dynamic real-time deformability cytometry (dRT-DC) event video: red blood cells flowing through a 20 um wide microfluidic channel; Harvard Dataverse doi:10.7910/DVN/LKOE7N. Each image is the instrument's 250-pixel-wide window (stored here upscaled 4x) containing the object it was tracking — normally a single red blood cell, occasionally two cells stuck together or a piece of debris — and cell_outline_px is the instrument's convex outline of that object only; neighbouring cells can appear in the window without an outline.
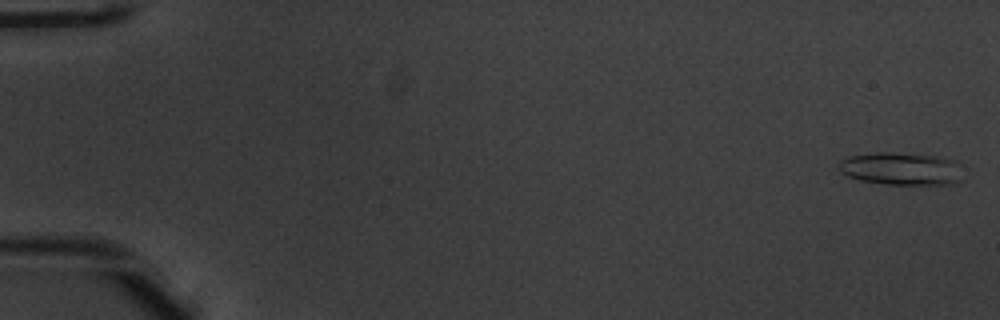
{"species": "common noctule bat (a hibernating species)", "species_latin": "Nyctalus noctula", "temperature_condition": "warm", "stored_images_in_passage": 52, "camera_frame_rate_fps": 3000, "um_per_image_px": 0.085, "animal": {"sex": "male", "body_mass_g": 20.1, "forearm_length_mm": 53.5}, "frame": {"image": 1, "passage_image": 1, "time_ms": 0.0, "image_size_px": [1000, 320], "cell_outline_px": [[964, 180], [952, 184], [884, 184], [860, 180], [848, 176], [840, 172], [840, 160], [848, 156], [876, 152], [892, 152], [936, 156], [956, 160]], "centroid_in_image_um": [76.62, 14.34], "position_along_channel_um": 8.4, "area_um2": 23.76}}
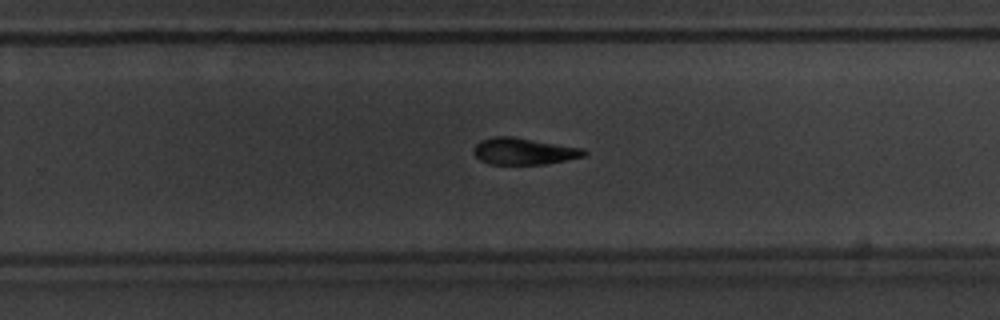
{"frame": {"image": 2, "passage_image": 34, "time_ms": 11.0, "image_size_px": [1000, 320], "cell_outline_px": [[588, 152], [584, 156], [568, 160], [544, 164], [488, 164], [480, 160], [472, 152], [472, 148], [480, 140], [492, 136], [512, 136], [584, 148]], "centroid_in_image_um": [44.51, 12.85], "position_along_channel_um": 285.3, "area_um2": 17.4}}
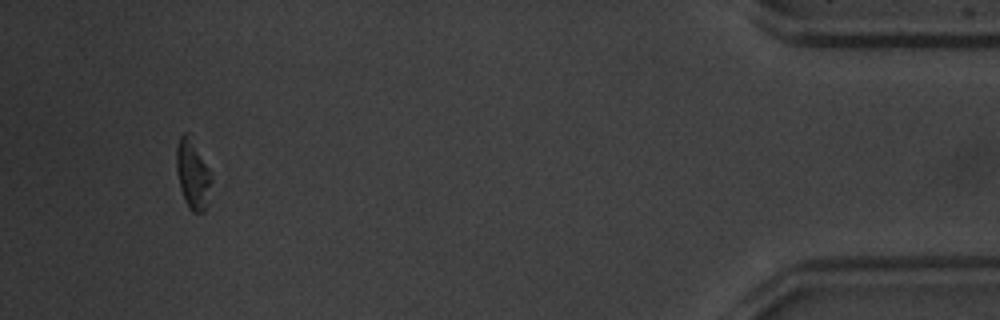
{"frame": {"image": 3, "passage_image": 49, "time_ms": 16.0, "image_size_px": [1000, 320], "cell_outline_px": [[212, 180], [208, 204], [204, 212], [192, 212], [188, 208], [184, 200], [180, 188], [176, 172], [176, 148], [180, 136], [184, 132], [188, 132], [208, 168]], "centroid_in_image_um": [16.37, 14.85], "position_along_channel_um": 418.8, "area_um2": 14.22}, "authors_computed_cell_mechanics": {"area_um2": 17.8891, "velocity_mm_per_s": 3.9507, "shape_relaxation_time_tau1_ms": 3.6282, "shape_relaxation_time_tau2_ms": null, "deformation_change_tau1": 0.1332, "deformation_change_tau2": null}}